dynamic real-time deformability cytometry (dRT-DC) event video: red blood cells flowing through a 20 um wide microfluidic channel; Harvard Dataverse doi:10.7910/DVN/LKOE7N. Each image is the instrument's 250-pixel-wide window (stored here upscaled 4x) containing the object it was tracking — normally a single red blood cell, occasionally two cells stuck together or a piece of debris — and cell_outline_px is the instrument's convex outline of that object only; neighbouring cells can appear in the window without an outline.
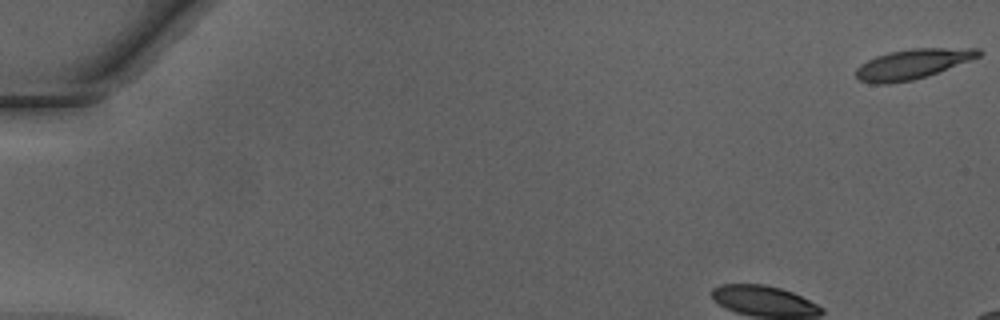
{"species": "Egyptian fruit bat (a non-hibernating species)", "species_latin": "Rousettus aegyptiacus", "temperature_condition": "warm", "stored_images_in_passage": 44, "camera_frame_rate_fps": 3000, "um_per_image_px": 0.085, "animal": {"sex": "male"}, "frame": {"image": 1, "passage_image": 1, "time_ms": 0.0, "image_size_px": [1000, 320], "cell_outline_px": [[980, 56], [928, 76], [912, 80], [888, 84], [872, 84], [860, 80], [856, 76], [856, 68], [860, 64], [876, 56], [888, 52], [912, 48], [980, 48]], "centroid_in_image_um": [77.53, 5.44], "position_along_channel_um": 7.5, "area_um2": 21.33}}
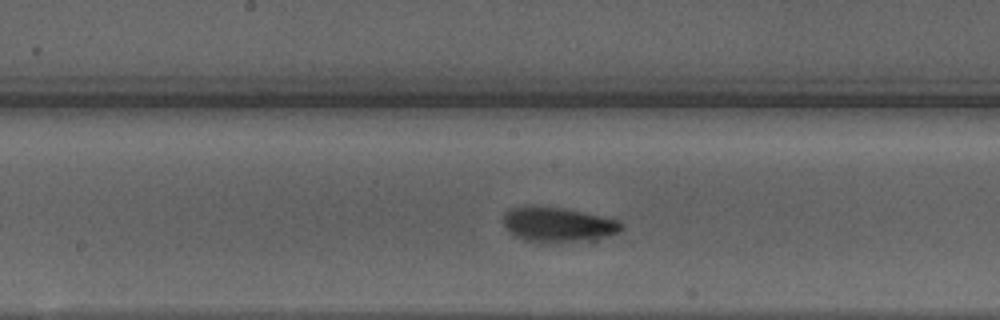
{"frame": {"image": 2, "passage_image": 22, "time_ms": 7.0, "image_size_px": [1000, 320], "cell_outline_px": [[624, 228], [620, 232], [592, 244], [540, 244], [524, 240], [512, 236], [504, 228], [504, 212], [508, 208], [524, 204], [532, 204], [564, 208], [600, 216], [616, 220], [624, 224]], "centroid_in_image_um": [47.43, 19.15], "position_along_channel_um": 200.8, "area_um2": 26.01}}
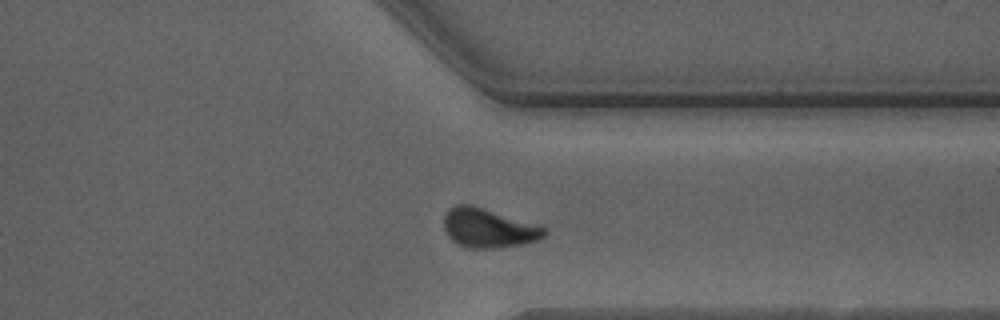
{"frame": {"image": 3, "passage_image": 34, "time_ms": 11.0, "image_size_px": [1000, 320], "cell_outline_px": [[548, 232], [544, 236], [536, 240], [524, 244], [500, 248], [468, 248], [456, 244], [448, 236], [444, 228], [444, 216], [448, 208], [456, 204], [472, 204], [540, 224], [548, 228]], "centroid_in_image_um": [41.55, 19.37], "position_along_channel_um": 369.9, "area_um2": 23.58}}